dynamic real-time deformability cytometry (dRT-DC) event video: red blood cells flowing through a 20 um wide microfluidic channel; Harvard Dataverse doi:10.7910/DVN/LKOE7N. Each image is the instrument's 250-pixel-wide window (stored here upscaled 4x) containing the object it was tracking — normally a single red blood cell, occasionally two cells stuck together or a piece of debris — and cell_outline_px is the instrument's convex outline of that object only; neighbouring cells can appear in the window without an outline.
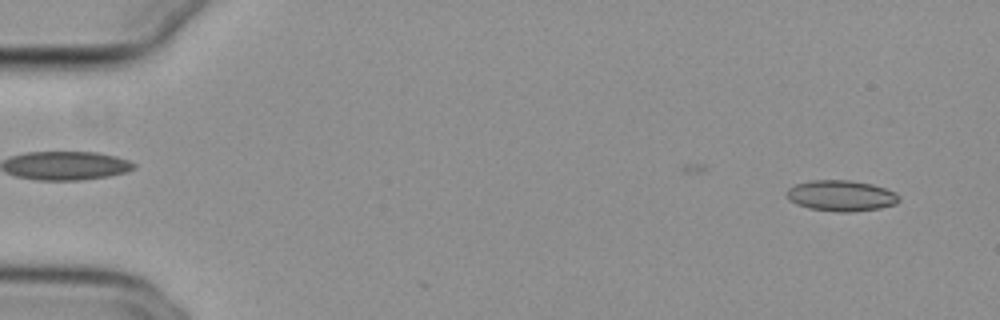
{"species": "common noctule bat (a hibernating species)", "species_latin": "Nyctalus noctula", "temperature_condition": "cold", "stored_images_in_passage": 47, "camera_frame_rate_fps": 3000, "um_per_image_px": 0.085, "animal": {"sex": "female", "body_mass_g": 29.2, "forearm_length_mm": 56.3}, "frame": {"image": 1, "passage_image": 3, "time_ms": 0.667, "image_size_px": [1000, 320], "cell_outline_px": [[900, 200], [896, 204], [880, 208], [852, 212], [840, 212], [808, 208], [796, 204], [788, 200], [788, 188], [796, 184], [812, 180], [848, 180], [872, 184], [896, 192], [900, 196]], "centroid_in_image_um": [71.52, 16.64], "position_along_channel_um": 13.5, "area_um2": 20.23}}
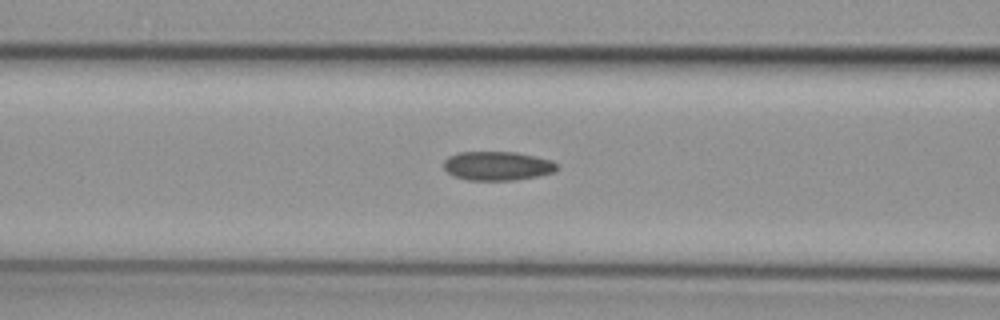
{"frame": {"image": 2, "passage_image": 22, "time_ms": 7.0, "image_size_px": [1000, 320], "cell_outline_px": [[560, 168], [556, 172], [516, 180], [464, 180], [452, 176], [444, 168], [444, 160], [448, 156], [456, 152], [516, 152], [552, 160]], "centroid_in_image_um": [42.27, 14.1], "position_along_channel_um": 124.3, "area_um2": 19.36}}
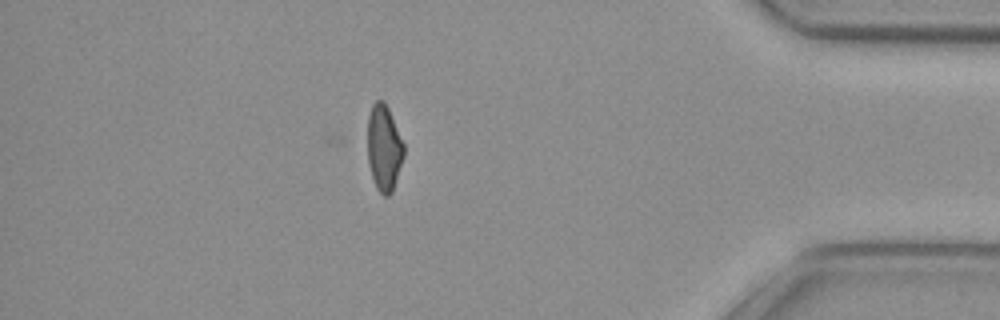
{"frame": {"image": 3, "passage_image": 47, "time_ms": 15.333, "image_size_px": [1000, 320], "cell_outline_px": [[404, 156], [392, 192], [388, 196], [384, 196], [376, 188], [368, 164], [368, 116], [372, 104], [376, 100], [384, 100], [388, 108], [404, 144]], "centroid_in_image_um": [32.63, 12.57], "position_along_channel_um": 402.6, "area_um2": 18.15}, "authors_computed_cell_mechanics": {"area_um2": 19.363, "velocity_mm_per_s": 3.8206, "shape_relaxation_time_tau1_ms": null, "shape_relaxation_time_tau2_ms": 3.3801, "deformation_change_tau1": null, "deformation_change_tau2": 0.0857}}